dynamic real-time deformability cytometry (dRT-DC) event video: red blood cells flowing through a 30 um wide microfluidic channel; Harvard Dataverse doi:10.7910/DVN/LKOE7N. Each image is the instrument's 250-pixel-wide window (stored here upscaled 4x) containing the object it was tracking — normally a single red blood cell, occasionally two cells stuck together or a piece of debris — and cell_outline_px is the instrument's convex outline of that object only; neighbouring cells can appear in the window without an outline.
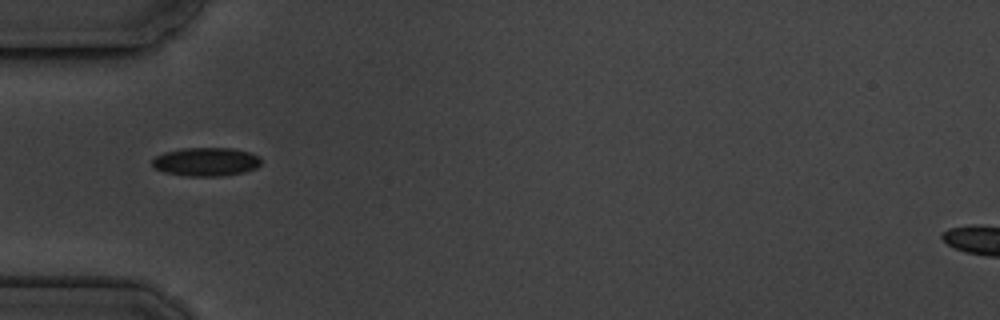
{"species": "common noctule bat (a hibernating species)", "species_latin": "Nyctalus noctula", "temperature_condition": "cold", "stored_images_in_passage": 12, "camera_frame_rate_fps": 3000, "um_per_image_px": 0.085, "animal": {"sex": "male", "body_mass_g": 19.5, "forearm_length_mm": 54.6}, "frame": {"image": 1, "passage_image": 1, "time_ms": 0.0, "image_size_px": [1000, 320], "cell_outline_px": [[260, 164], [256, 168], [244, 172], [220, 176], [188, 176], [164, 172], [156, 168], [152, 164], [152, 160], [156, 156], [164, 152], [180, 148], [232, 148], [248, 152], [256, 156], [260, 160]], "centroid_in_image_um": [17.48, 13.75], "position_along_channel_um": 67.5, "area_um2": 17.98}}
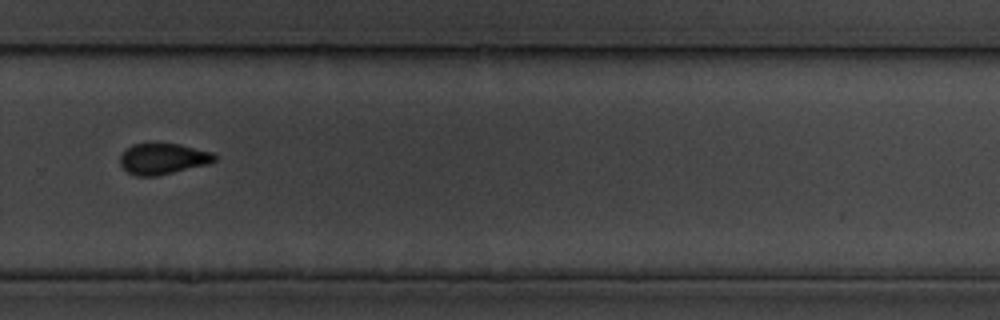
{"frame": {"image": 2, "passage_image": 7, "time_ms": 7.0, "image_size_px": [1000, 320], "cell_outline_px": [[216, 160], [208, 164], [156, 176], [136, 176], [128, 172], [120, 164], [120, 156], [132, 144], [180, 144], [212, 152], [216, 156]], "centroid_in_image_um": [13.86, 13.5], "position_along_channel_um": 315.9, "area_um2": 16.82}}
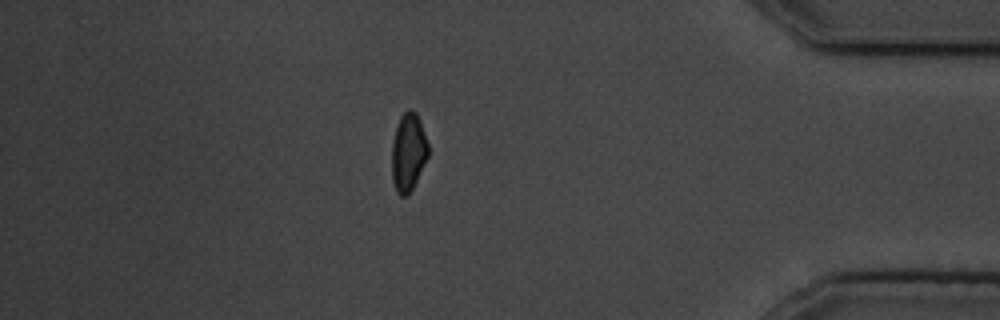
{"frame": {"image": 3, "passage_image": 10, "time_ms": 10.333, "image_size_px": [1000, 320], "cell_outline_px": [[428, 156], [408, 196], [400, 196], [396, 192], [392, 180], [392, 144], [396, 128], [400, 116], [408, 108], [412, 108], [416, 112], [420, 120], [428, 144]], "centroid_in_image_um": [34.7, 12.92], "position_along_channel_um": 400.5, "area_um2": 16.53}, "authors_computed_cell_mechanics": {"area_um2": 17.2533, "velocity_mm_per_s": 3.5731, "shape_relaxation_time_tau1_ms": 4.7024, "shape_relaxation_time_tau2_ms": 7.9042, "deformation_change_tau1": 0.085, "deformation_change_tau2": 0.0911}}